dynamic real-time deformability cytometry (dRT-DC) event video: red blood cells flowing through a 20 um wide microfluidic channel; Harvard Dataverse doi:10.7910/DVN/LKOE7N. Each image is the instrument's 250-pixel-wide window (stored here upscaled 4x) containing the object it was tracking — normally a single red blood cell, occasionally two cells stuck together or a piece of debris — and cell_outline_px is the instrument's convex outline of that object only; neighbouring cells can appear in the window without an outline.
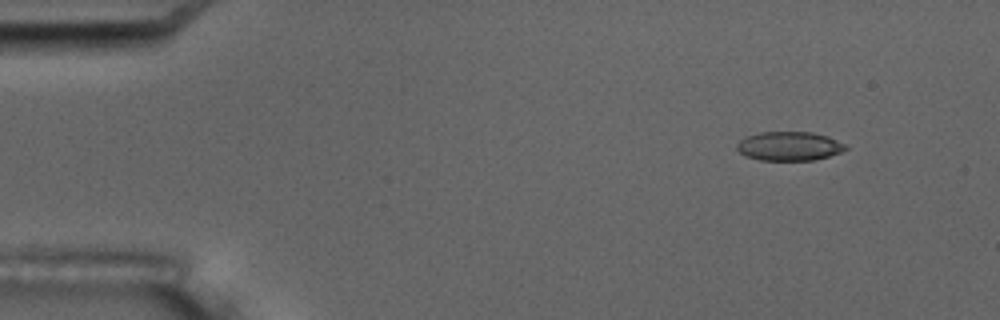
{"species": "common noctule bat (a hibernating species)", "species_latin": "Nyctalus noctula", "temperature_condition": "room temperature", "stored_images_in_passage": 11, "camera_frame_rate_fps": 3000, "um_per_image_px": 0.085, "animal": {"sex": "male", "body_mass_g": 17.5, "forearm_length_mm": 52.3}, "frame": {"image": 1, "passage_image": 2, "time_ms": 1.333, "image_size_px": [1000, 320], "cell_outline_px": [[848, 148], [840, 152], [828, 156], [812, 160], [760, 160], [748, 156], [740, 152], [736, 148], [736, 144], [740, 140], [748, 136], [760, 132], [812, 132], [828, 136], [844, 144]], "centroid_in_image_um": [67.08, 12.41], "position_along_channel_um": 17.9, "area_um2": 18.15}}
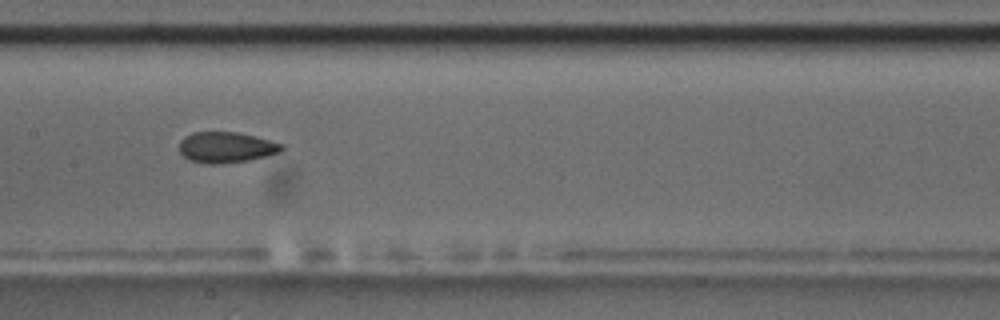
{"frame": {"image": 2, "passage_image": 8, "time_ms": 9.0, "image_size_px": [1000, 320], "cell_outline_px": [[284, 148], [280, 152], [268, 156], [248, 160], [220, 164], [208, 164], [192, 160], [184, 156], [180, 152], [180, 140], [184, 136], [192, 132], [236, 132], [284, 144]], "centroid_in_image_um": [19.23, 12.52], "position_along_channel_um": 188.2, "area_um2": 18.26}}